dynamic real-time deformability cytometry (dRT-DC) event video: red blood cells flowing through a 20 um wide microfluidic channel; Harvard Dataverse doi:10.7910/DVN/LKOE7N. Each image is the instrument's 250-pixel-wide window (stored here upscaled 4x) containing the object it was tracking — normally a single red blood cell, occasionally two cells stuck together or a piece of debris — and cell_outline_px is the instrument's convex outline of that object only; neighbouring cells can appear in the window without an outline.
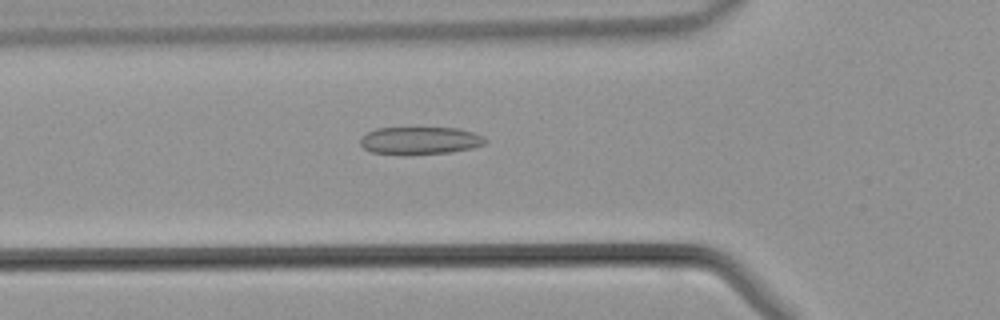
{"species": "common noctule bat (a hibernating species)", "species_latin": "Nyctalus noctula", "temperature_condition": "warm", "stored_images_in_passage": 38, "camera_frame_rate_fps": 3000, "um_per_image_px": 0.085, "animal": {"sex": "male", "body_mass_g": 21.5, "forearm_length_mm": 52.0}, "frame": {"image": 1, "passage_image": 9, "time_ms": 2.667, "image_size_px": [1000, 320], "cell_outline_px": [[488, 140], [484, 144], [472, 148], [448, 152], [408, 156], [372, 152], [364, 148], [360, 144], [360, 136], [376, 128], [460, 128], [484, 136]], "centroid_in_image_um": [35.68, 11.96], "position_along_channel_um": 90.1, "area_um2": 20.4}}
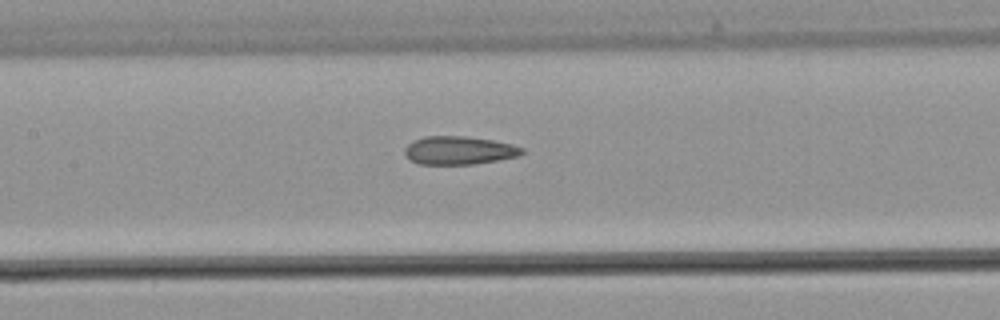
{"frame": {"image": 2, "passage_image": 14, "time_ms": 4.333, "image_size_px": [1000, 320], "cell_outline_px": [[524, 152], [520, 156], [472, 164], [420, 164], [408, 160], [404, 152], [404, 148], [412, 140], [424, 136], [464, 136], [492, 140], [512, 144], [524, 148]], "centroid_in_image_um": [38.99, 12.78], "position_along_channel_um": 168.4, "area_um2": 19.42}}
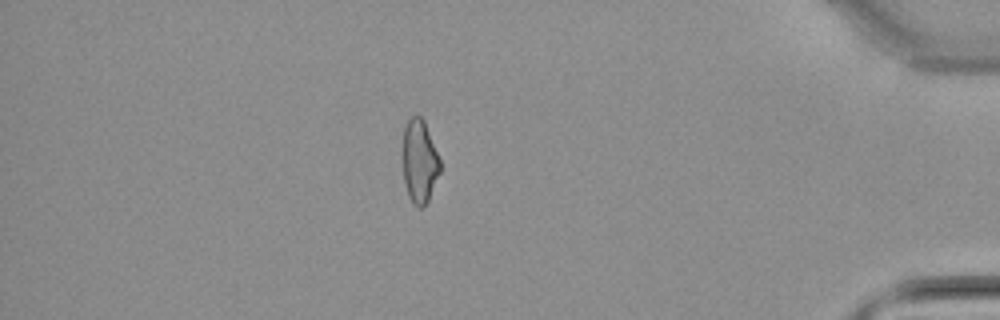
{"frame": {"image": 3, "passage_image": 32, "time_ms": 10.333, "image_size_px": [1000, 320], "cell_outline_px": [[440, 172], [428, 200], [420, 208], [416, 208], [412, 204], [408, 196], [404, 180], [400, 156], [400, 152], [404, 128], [408, 120], [412, 116], [420, 116], [424, 120], [440, 160]], "centroid_in_image_um": [35.6, 13.72], "position_along_channel_um": 399.6, "area_um2": 18.61}}